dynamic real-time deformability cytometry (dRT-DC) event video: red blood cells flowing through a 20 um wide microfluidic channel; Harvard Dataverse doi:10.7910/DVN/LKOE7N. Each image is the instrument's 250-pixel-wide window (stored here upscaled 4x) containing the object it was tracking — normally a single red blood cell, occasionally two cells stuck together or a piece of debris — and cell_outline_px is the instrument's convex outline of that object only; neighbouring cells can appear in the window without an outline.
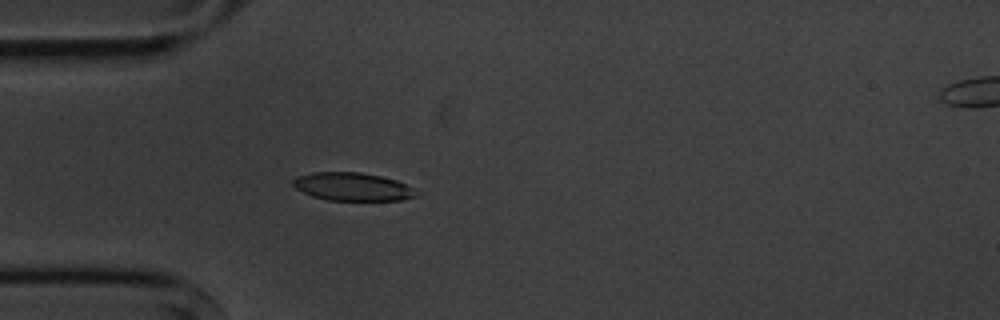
{"species": "common noctule bat (a hibernating species)", "species_latin": "Nyctalus noctula", "temperature_condition": "cold", "stored_images_in_passage": 2, "camera_frame_rate_fps": 3000, "um_per_image_px": 0.085, "animal": {"sex": "male", "body_mass_g": 20.1, "forearm_length_mm": 53.5}, "frame": {"image": 1, "passage_image": 2, "time_ms": 1.0, "image_size_px": [1000, 320], "cell_outline_px": [[420, 192], [416, 196], [400, 200], [328, 200], [312, 196], [296, 188], [292, 184], [292, 180], [296, 176], [312, 172], [360, 172], [380, 176], [396, 180]], "centroid_in_image_um": [29.94, 15.86], "position_along_channel_um": 55.1, "area_um2": 20.11}}